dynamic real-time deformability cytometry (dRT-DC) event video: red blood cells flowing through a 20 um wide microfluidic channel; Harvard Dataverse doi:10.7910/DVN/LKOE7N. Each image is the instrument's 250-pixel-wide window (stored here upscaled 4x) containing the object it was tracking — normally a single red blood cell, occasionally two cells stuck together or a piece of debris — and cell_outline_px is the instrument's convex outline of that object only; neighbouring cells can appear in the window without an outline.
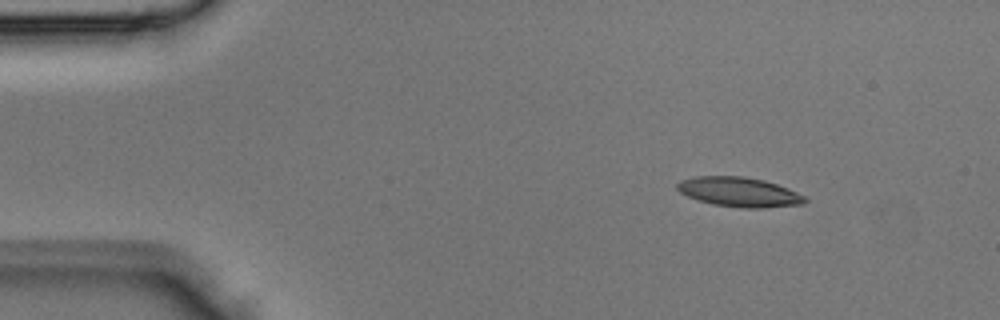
{"species": "Egyptian fruit bat (a non-hibernating species)", "species_latin": "Rousettus aegyptiacus", "temperature_condition": "room temperature", "stored_images_in_passage": 4, "camera_frame_rate_fps": 3000, "um_per_image_px": 0.085, "animal": {"sex": "male"}, "frame": {"image": 1, "passage_image": 4, "time_ms": 1.0, "image_size_px": [1000, 320], "cell_outline_px": [[808, 200], [804, 204], [764, 208], [740, 208], [712, 204], [688, 196], [680, 192], [676, 188], [676, 184], [680, 180], [696, 176], [744, 176], [764, 180], [788, 188], [804, 196]], "centroid_in_image_um": [62.83, 16.32], "position_along_channel_um": 22.2, "area_um2": 22.08}}